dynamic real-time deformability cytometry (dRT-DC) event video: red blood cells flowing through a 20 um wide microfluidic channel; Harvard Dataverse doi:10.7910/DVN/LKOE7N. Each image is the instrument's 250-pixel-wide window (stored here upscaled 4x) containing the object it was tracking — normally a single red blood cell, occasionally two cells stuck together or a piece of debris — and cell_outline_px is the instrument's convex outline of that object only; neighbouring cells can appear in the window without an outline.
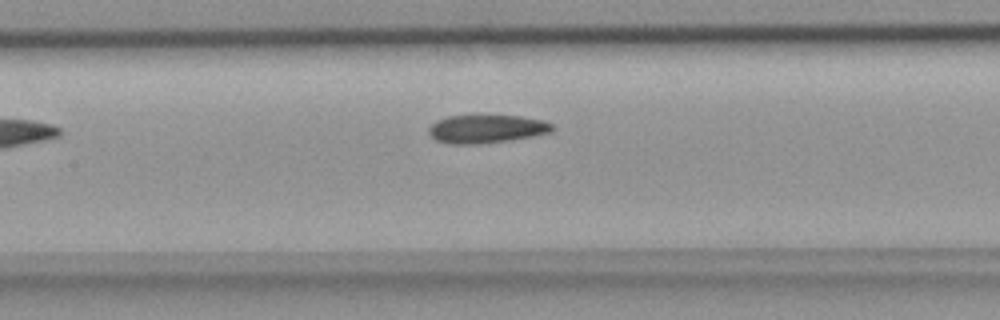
{"species": "common noctule bat (a hibernating species)", "species_latin": "Nyctalus noctula", "temperature_condition": "room temperature", "stored_images_in_passage": 30, "camera_frame_rate_fps": 3000, "um_per_image_px": 0.085, "animal": {"sex": "female", "body_mass_g": 18.4}, "frame": {"image": 1, "passage_image": 10, "time_ms": 3.0, "image_size_px": [1000, 320], "cell_outline_px": [[556, 128], [552, 132], [512, 140], [480, 144], [448, 144], [436, 140], [428, 132], [428, 128], [436, 120], [448, 116], [520, 116], [544, 120], [552, 124]], "centroid_in_image_um": [41.37, 10.97], "position_along_channel_um": 166.0, "area_um2": 20.46}}
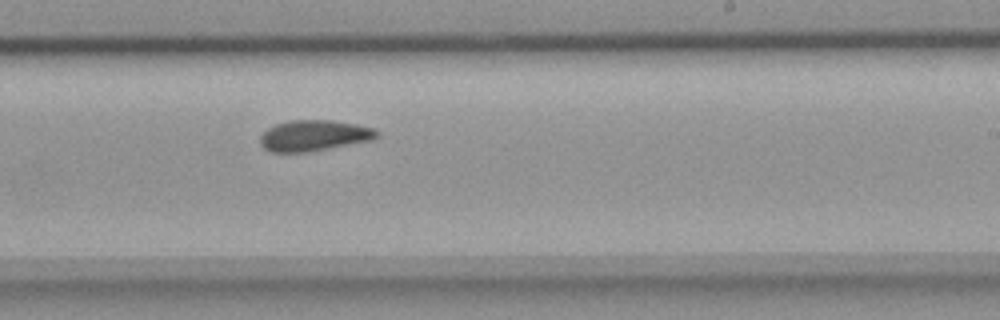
{"frame": {"image": 2, "passage_image": 17, "time_ms": 5.333, "image_size_px": [1000, 320], "cell_outline_px": [[380, 132], [372, 140], [308, 152], [272, 152], [264, 148], [260, 144], [260, 136], [268, 128], [276, 124], [292, 120], [332, 120], [356, 124], [372, 128]], "centroid_in_image_um": [26.67, 11.52], "position_along_channel_um": 262.3, "area_um2": 20.87}}
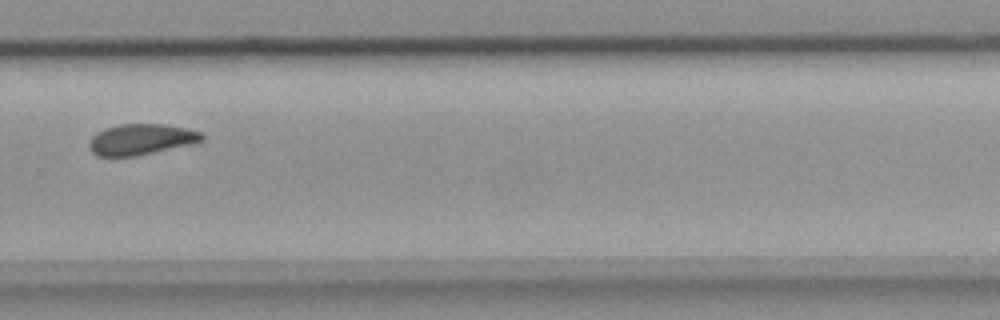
{"frame": {"image": 3, "passage_image": 21, "time_ms": 6.667, "image_size_px": [1000, 320], "cell_outline_px": [[204, 140], [196, 144], [136, 156], [96, 156], [88, 148], [88, 144], [92, 136], [96, 132], [104, 128], [120, 124], [164, 124], [188, 128], [200, 132], [204, 136]], "centroid_in_image_um": [12.01, 11.85], "position_along_channel_um": 317.8, "area_um2": 20.69}}